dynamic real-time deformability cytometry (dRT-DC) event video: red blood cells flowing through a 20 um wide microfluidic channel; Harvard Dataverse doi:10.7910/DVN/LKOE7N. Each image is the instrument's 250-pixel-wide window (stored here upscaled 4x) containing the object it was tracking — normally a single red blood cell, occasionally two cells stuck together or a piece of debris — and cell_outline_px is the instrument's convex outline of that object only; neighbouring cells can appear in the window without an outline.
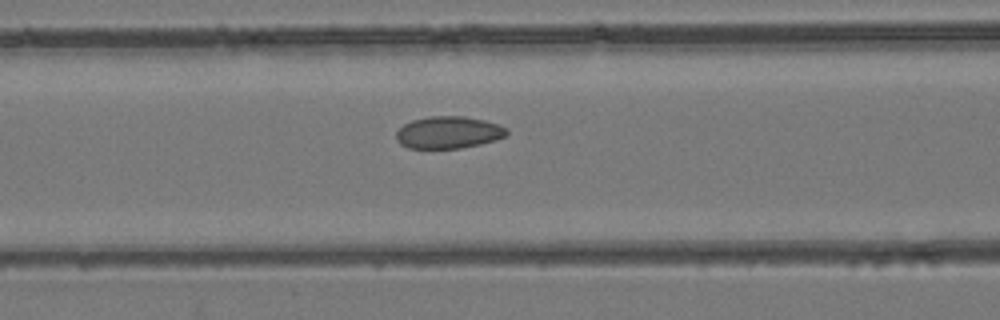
{"species": "common noctule bat (a hibernating species)", "species_latin": "Nyctalus noctula", "temperature_condition": "room temperature", "stored_images_in_passage": 47, "camera_frame_rate_fps": 3000, "um_per_image_px": 0.085, "animal": {"sex": "female", "body_mass_g": 24.6, "forearm_length_mm": 56.2}, "frame": {"image": 1, "passage_image": 19, "time_ms": 6.0, "image_size_px": [1000, 320], "cell_outline_px": [[508, 136], [496, 140], [480, 144], [460, 148], [408, 148], [400, 144], [396, 140], [396, 132], [404, 124], [412, 120], [428, 116], [464, 116], [484, 120], [500, 124], [508, 128]], "centroid_in_image_um": [38.15, 11.25], "position_along_channel_um": 128.4, "area_um2": 20.92}}
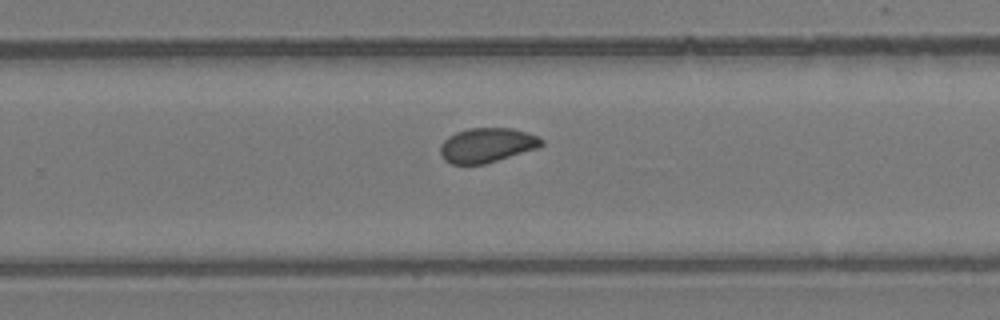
{"frame": {"image": 2, "passage_image": 30, "time_ms": 9.667, "image_size_px": [1000, 320], "cell_outline_px": [[544, 144], [536, 148], [484, 164], [452, 164], [444, 160], [440, 152], [440, 144], [448, 136], [456, 132], [468, 128], [512, 128], [528, 132], [544, 140]], "centroid_in_image_um": [41.36, 12.33], "position_along_channel_um": 288.4, "area_um2": 20.29}}
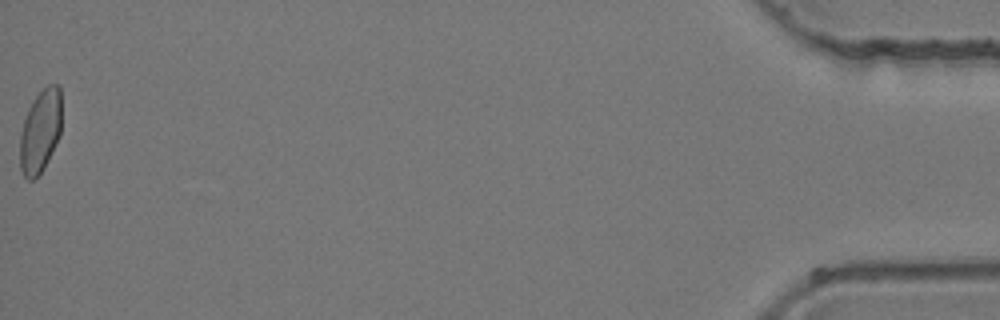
{"frame": {"image": 3, "passage_image": 47, "time_ms": 15.333, "image_size_px": [1000, 320], "cell_outline_px": [[60, 136], [44, 168], [32, 180], [28, 180], [24, 176], [20, 168], [20, 136], [24, 120], [28, 108], [36, 96], [48, 84], [60, 84]], "centroid_in_image_um": [3.42, 11.15], "position_along_channel_um": 431.8, "area_um2": 20.0}}